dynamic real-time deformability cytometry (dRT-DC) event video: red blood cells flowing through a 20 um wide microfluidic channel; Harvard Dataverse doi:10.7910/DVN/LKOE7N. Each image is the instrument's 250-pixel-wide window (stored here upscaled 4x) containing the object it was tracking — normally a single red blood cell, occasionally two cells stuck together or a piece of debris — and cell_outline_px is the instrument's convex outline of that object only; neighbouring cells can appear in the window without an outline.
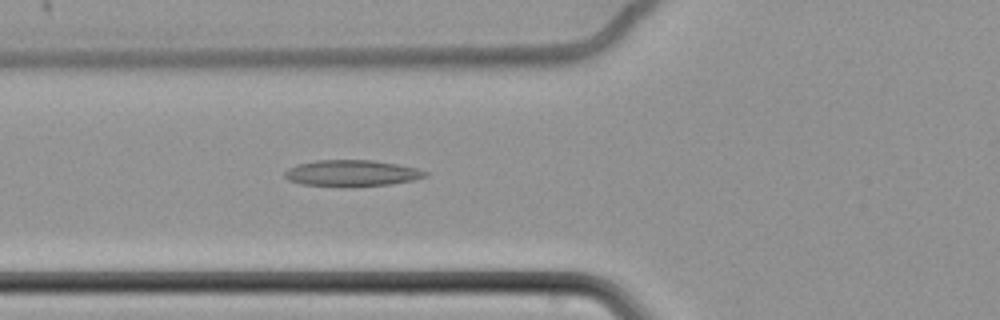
{"species": "common noctule bat (a hibernating species)", "species_latin": "Nyctalus noctula", "temperature_condition": "cold", "stored_images_in_passage": 47, "camera_frame_rate_fps": 3000, "um_per_image_px": 0.085, "animal": {"sex": "female", "body_mass_g": 22.7, "forearm_length_mm": 54.2}, "frame": {"image": 1, "passage_image": 10, "time_ms": 3.0, "image_size_px": [1000, 320], "cell_outline_px": [[428, 176], [412, 180], [388, 184], [352, 188], [340, 188], [300, 184], [288, 180], [284, 176], [284, 172], [288, 168], [296, 164], [316, 160], [372, 160], [396, 164], [416, 168], [428, 172]], "centroid_in_image_um": [29.84, 14.74], "position_along_channel_um": 96.0, "area_um2": 22.02}}
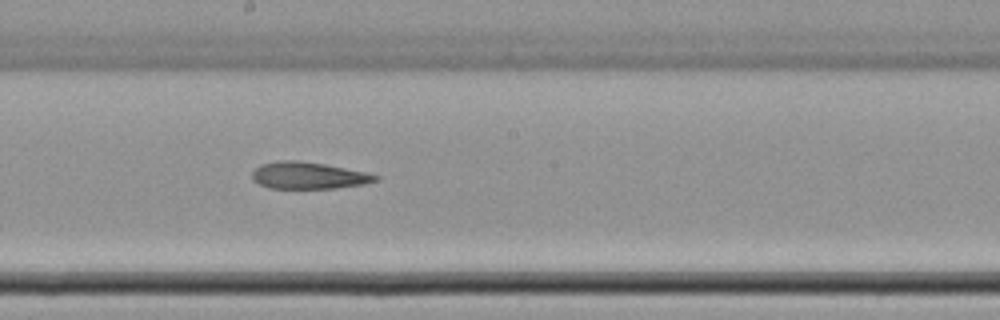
{"frame": {"image": 2, "passage_image": 21, "time_ms": 6.667, "image_size_px": [1000, 320], "cell_outline_px": [[380, 180], [364, 184], [336, 188], [268, 188], [252, 180], [252, 172], [260, 164], [280, 160], [300, 160], [324, 164], [368, 172], [380, 176]], "centroid_in_image_um": [26.24, 14.91], "position_along_channel_um": 222.0, "area_um2": 19.48}}
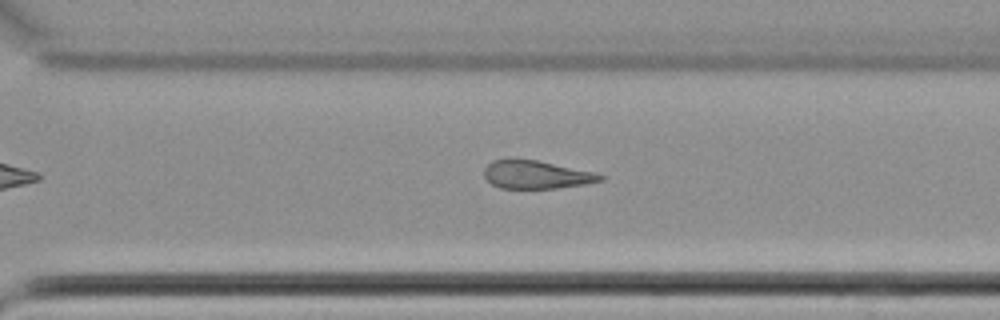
{"frame": {"image": 3, "passage_image": 30, "time_ms": 9.667, "image_size_px": [1000, 320], "cell_outline_px": [[604, 180], [584, 184], [556, 188], [500, 188], [492, 184], [484, 176], [484, 168], [492, 160], [508, 156], [512, 156], [536, 160], [596, 172], [604, 176]], "centroid_in_image_um": [45.53, 14.8], "position_along_channel_um": 325.1, "area_um2": 19.48}, "authors_computed_cell_mechanics": {"area_um2": 20.7502, "velocity_mm_per_s": 3.4329, "shape_relaxation_time_tau1_ms": null, "shape_relaxation_time_tau2_ms": 7.6166, "deformation_change_tau1": null, "deformation_change_tau2": 0.1912}}